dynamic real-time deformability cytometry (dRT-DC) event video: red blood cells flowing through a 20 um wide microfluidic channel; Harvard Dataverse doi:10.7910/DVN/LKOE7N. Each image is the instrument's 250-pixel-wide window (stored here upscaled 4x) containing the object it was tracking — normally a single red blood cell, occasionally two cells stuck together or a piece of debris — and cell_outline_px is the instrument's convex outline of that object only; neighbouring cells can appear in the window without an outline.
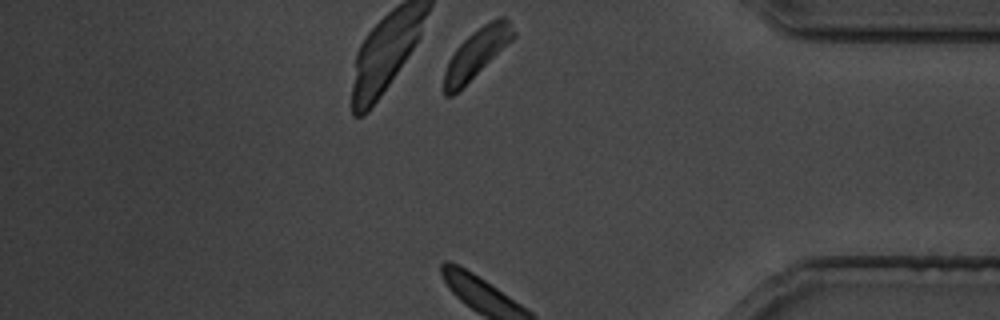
{"species": "common noctule bat (a hibernating species)", "species_latin": "Nyctalus noctula", "temperature_condition": "cold", "stored_images_in_passage": 23, "camera_frame_rate_fps": 3000, "um_per_image_px": 0.085, "animal": {"sex": "male", "body_mass_g": 19.5, "forearm_length_mm": 54.6}, "frame": {"image": 1, "passage_image": 23, "time_ms": 42.667, "image_size_px": [1000, 320], "cell_outline_px": [[516, 36], [512, 40], [452, 96], [444, 96], [444, 72], [448, 60], [456, 48], [472, 32], [484, 24], [500, 16], [504, 16], [508, 20], [516, 32]], "centroid_in_image_um": [40.51, 4.5], "position_along_channel_um": 394.7, "area_um2": 19.25}}